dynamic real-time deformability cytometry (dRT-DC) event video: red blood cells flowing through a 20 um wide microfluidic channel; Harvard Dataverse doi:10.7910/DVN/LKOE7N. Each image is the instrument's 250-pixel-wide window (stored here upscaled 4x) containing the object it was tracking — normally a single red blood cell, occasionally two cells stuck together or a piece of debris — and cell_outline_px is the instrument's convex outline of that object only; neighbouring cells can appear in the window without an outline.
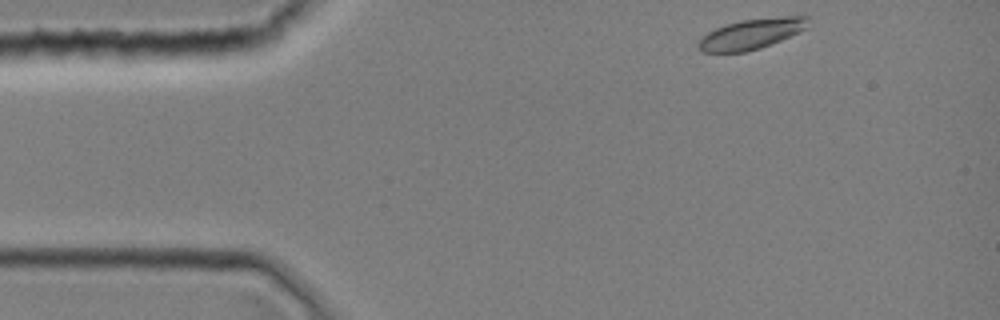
{"species": "common noctule bat (a hibernating species)", "species_latin": "Nyctalus noctula", "temperature_condition": "room temperature", "stored_images_in_passage": 7, "camera_frame_rate_fps": 3000, "um_per_image_px": 0.085, "animal": {"sex": "female", "body_mass_g": 19.0, "forearm_length_mm": 51.5}, "frame": {"image": 1, "passage_image": 1, "time_ms": 0.0, "image_size_px": [1000, 320], "cell_outline_px": [[808, 16], [804, 28], [780, 40], [760, 48], [744, 52], [700, 52], [696, 48], [696, 44], [700, 36], [716, 28], [740, 20], [784, 16]], "centroid_in_image_um": [63.74, 2.9], "position_along_channel_um": 21.3, "area_um2": 19.13}}
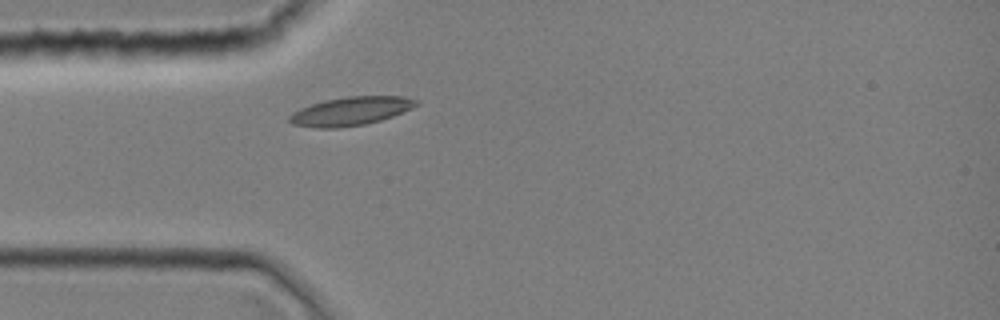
{"frame": {"image": 2, "passage_image": 7, "time_ms": 2.0, "image_size_px": [1000, 320], "cell_outline_px": [[420, 104], [412, 108], [392, 116], [380, 120], [364, 124], [336, 128], [316, 128], [292, 124], [288, 120], [288, 116], [292, 112], [300, 108], [324, 100], [348, 96], [404, 96], [420, 100]], "centroid_in_image_um": [29.82, 9.44], "position_along_channel_um": 55.2, "area_um2": 21.15}}